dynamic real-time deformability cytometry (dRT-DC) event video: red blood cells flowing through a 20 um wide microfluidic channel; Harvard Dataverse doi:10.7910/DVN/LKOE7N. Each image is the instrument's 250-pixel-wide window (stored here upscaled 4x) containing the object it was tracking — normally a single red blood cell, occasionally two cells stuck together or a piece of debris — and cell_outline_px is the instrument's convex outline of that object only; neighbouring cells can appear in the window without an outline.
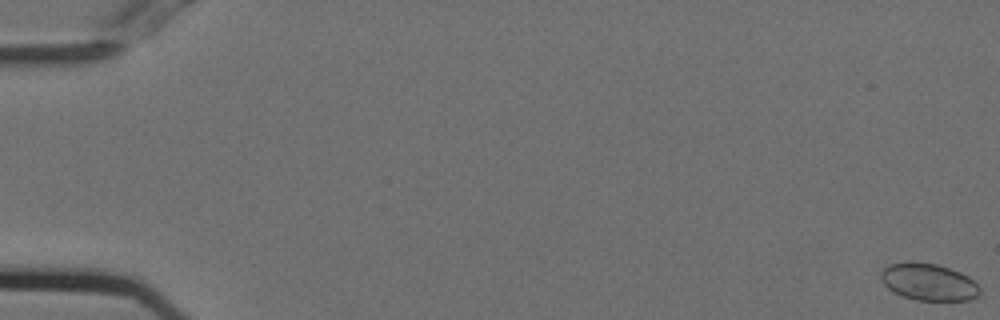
{"species": "Egyptian fruit bat (a non-hibernating species)", "species_latin": "Rousettus aegyptiacus", "temperature_condition": "cold", "stored_images_in_passage": 56, "camera_frame_rate_fps": 3000, "um_per_image_px": 0.085, "animal": {"sex": "female"}, "frame": {"image": 1, "passage_image": 1, "time_ms": 0.0, "image_size_px": [1000, 320], "cell_outline_px": [[980, 292], [976, 296], [968, 300], [916, 300], [892, 292], [880, 280], [880, 272], [888, 264], [912, 260], [936, 264], [960, 272], [968, 276], [980, 288]], "centroid_in_image_um": [78.87, 23.95], "position_along_channel_um": 6.1, "area_um2": 21.44}}
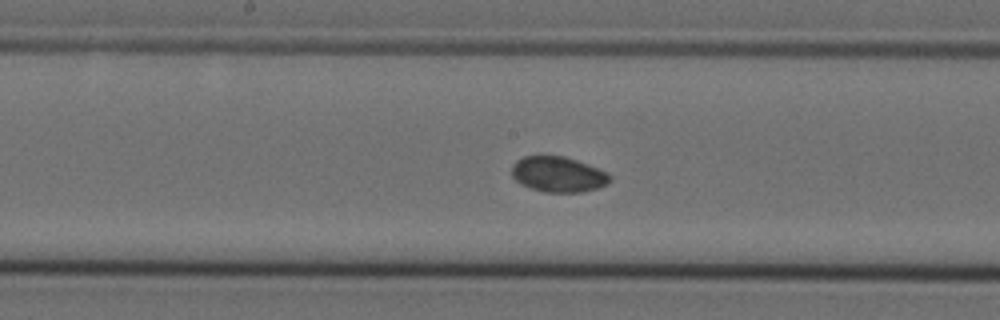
{"frame": {"image": 2, "passage_image": 30, "time_ms": 9.667, "image_size_px": [1000, 320], "cell_outline_px": [[612, 180], [608, 184], [596, 188], [580, 192], [544, 192], [520, 184], [512, 176], [512, 164], [516, 160], [524, 156], [564, 156], [588, 164], [608, 172], [612, 176]], "centroid_in_image_um": [47.46, 14.82], "position_along_channel_um": 200.7, "area_um2": 20.35}}
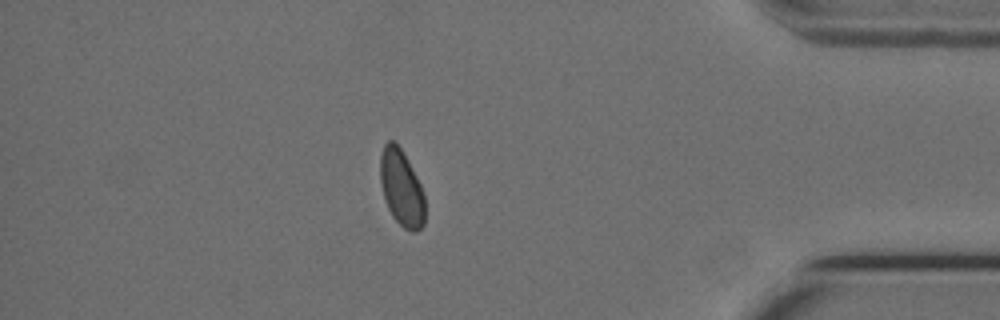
{"frame": {"image": 3, "passage_image": 49, "time_ms": 16.0, "image_size_px": [1000, 320], "cell_outline_px": [[424, 224], [416, 232], [412, 232], [404, 228], [392, 216], [388, 208], [384, 196], [380, 180], [380, 156], [384, 144], [388, 140], [392, 140], [400, 148], [416, 176], [424, 192]], "centroid_in_image_um": [34.12, 15.99], "position_along_channel_um": 401.1, "area_um2": 19.65}}